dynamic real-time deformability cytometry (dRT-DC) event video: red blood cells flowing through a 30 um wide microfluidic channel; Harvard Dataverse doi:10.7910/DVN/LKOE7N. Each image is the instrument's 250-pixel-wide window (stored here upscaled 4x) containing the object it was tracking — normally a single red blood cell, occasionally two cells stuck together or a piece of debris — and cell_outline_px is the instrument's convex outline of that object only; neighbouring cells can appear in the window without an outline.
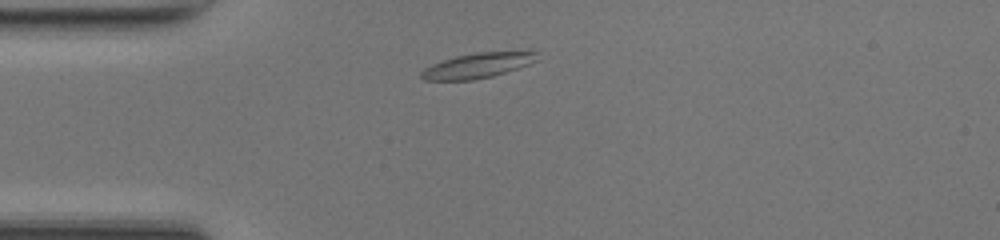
{"species": "common noctule bat (a hibernating species)", "species_latin": "Nyctalus noctula", "temperature_condition": "room temperature", "stored_images_in_passage": 39, "segment_of_instrument_passage": [1, 2], "camera_frame_rate_fps": 3000, "um_per_image_px": 0.085, "animal": {"sex": "female", "body_mass_g": 17.0, "forearm_length_mm": 48.0}, "frame": {"image": 1, "passage_image": 2, "time_ms": 0.333, "image_size_px": [1000, 240], "cell_outline_px": [[540, 60], [492, 76], [472, 80], [424, 80], [420, 76], [420, 72], [424, 68], [432, 64], [456, 56], [476, 52], [540, 52]], "centroid_in_image_um": [40.6, 5.57], "position_along_channel_um": 44.4, "area_um2": 16.76}}
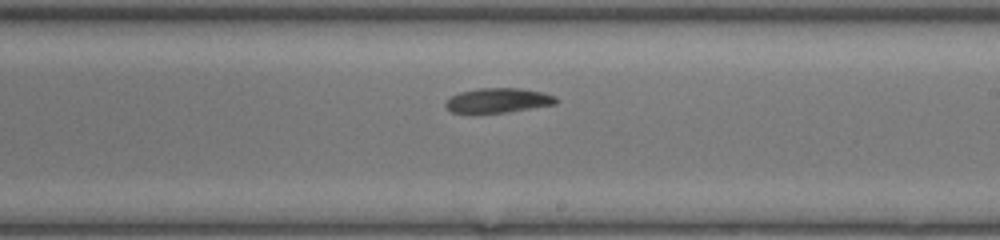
{"frame": {"image": 2, "passage_image": 18, "time_ms": 5.667, "image_size_px": [1000, 240], "cell_outline_px": [[556, 104], [508, 112], [452, 112], [444, 104], [452, 96], [460, 92], [480, 88], [520, 88], [544, 92], [556, 96]], "centroid_in_image_um": [42.39, 8.52], "position_along_channel_um": 246.6, "area_um2": 15.61}}
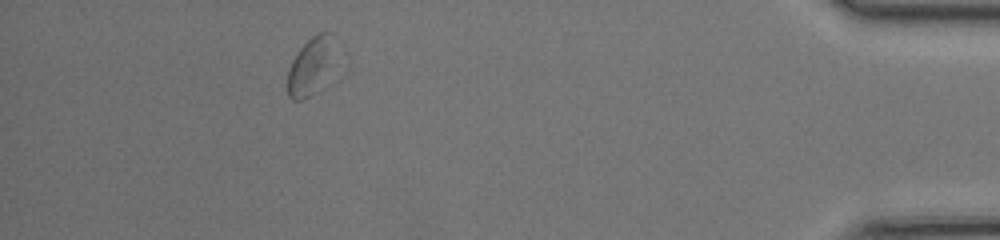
{"frame": {"image": 3, "passage_image": 34, "time_ms": 11.0, "image_size_px": [1000, 240], "cell_outline_px": [[332, 32], [324, 64], [312, 92], [304, 100], [292, 100], [288, 96], [288, 68], [292, 60], [300, 48], [316, 32]], "centroid_in_image_um": [26.15, 5.61], "position_along_channel_um": 409.0, "area_um2": 13.29}}